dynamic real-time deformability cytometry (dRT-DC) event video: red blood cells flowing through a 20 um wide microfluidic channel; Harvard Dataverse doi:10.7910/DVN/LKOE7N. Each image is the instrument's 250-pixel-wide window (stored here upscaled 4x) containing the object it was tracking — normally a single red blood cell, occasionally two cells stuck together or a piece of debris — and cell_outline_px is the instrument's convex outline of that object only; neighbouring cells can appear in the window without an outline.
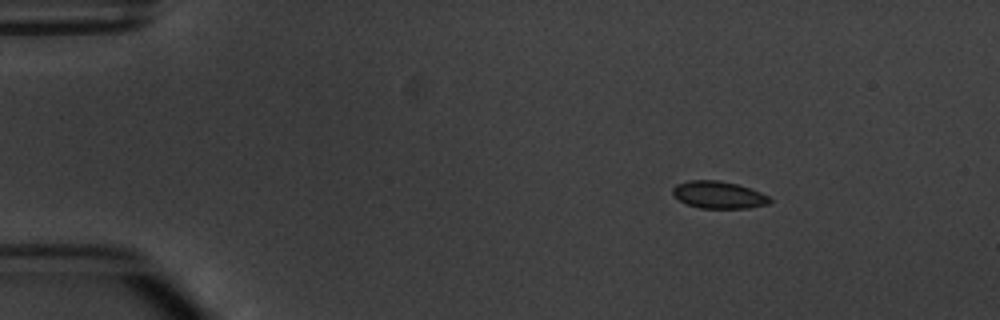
{"species": "common noctule bat (a hibernating species)", "species_latin": "Nyctalus noctula", "temperature_condition": "warm", "stored_images_in_passage": 3, "camera_frame_rate_fps": 3000, "um_per_image_px": 0.085, "animal": {"sex": "male", "body_mass_g": 20.1, "forearm_length_mm": 53.5}, "frame": {"image": 1, "passage_image": 1, "time_ms": 0.0, "image_size_px": [1000, 320], "cell_outline_px": [[772, 200], [768, 204], [748, 208], [700, 208], [688, 204], [672, 196], [672, 188], [676, 184], [688, 180], [720, 180], [736, 184], [760, 192], [768, 196]], "centroid_in_image_um": [61.04, 16.56], "position_along_channel_um": 24.0, "area_um2": 15.37}}
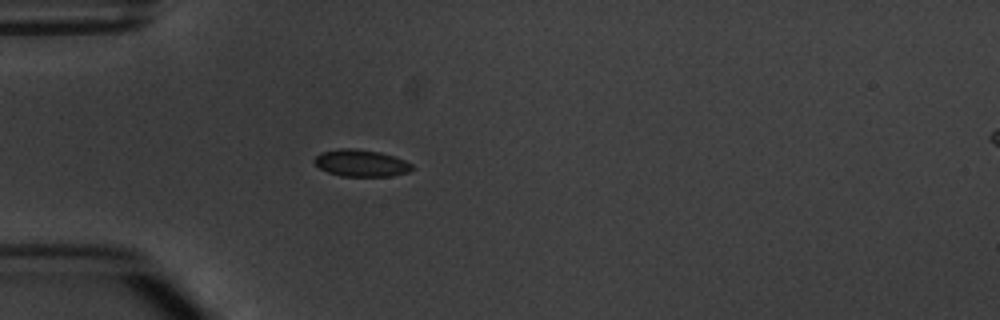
{"frame": {"image": 2, "passage_image": 3, "time_ms": 2.667, "image_size_px": [1000, 320], "cell_outline_px": [[416, 168], [408, 172], [392, 176], [340, 176], [328, 172], [320, 168], [312, 160], [320, 152], [340, 148], [356, 148], [380, 152], [404, 160], [412, 164]], "centroid_in_image_um": [30.69, 13.86], "position_along_channel_um": 54.3, "area_um2": 15.43}}